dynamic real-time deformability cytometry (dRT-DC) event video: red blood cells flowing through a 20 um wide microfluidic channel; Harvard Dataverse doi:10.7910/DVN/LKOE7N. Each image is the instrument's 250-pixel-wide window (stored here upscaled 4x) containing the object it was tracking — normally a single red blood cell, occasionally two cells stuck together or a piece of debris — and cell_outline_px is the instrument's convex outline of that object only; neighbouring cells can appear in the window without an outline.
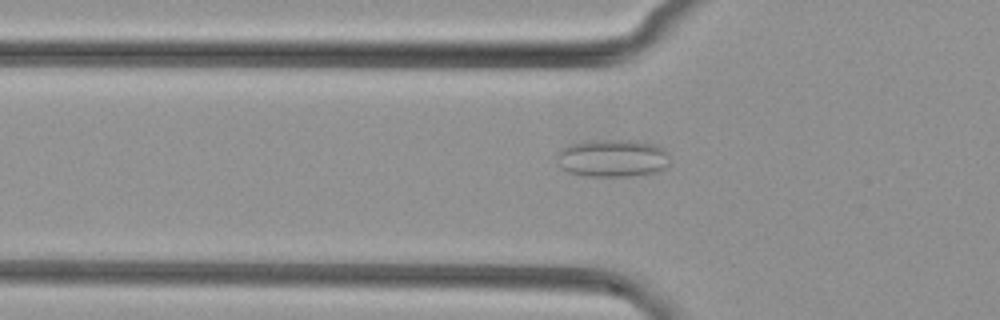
{"species": "common noctule bat (a hibernating species)", "species_latin": "Nyctalus noctula", "temperature_condition": "cold", "stored_images_in_passage": 41, "camera_frame_rate_fps": 3000, "um_per_image_px": 0.085, "animal": {"sex": "female", "body_mass_g": 29.2, "forearm_length_mm": 56.3}, "frame": {"image": 1, "passage_image": 11, "time_ms": 3.333, "image_size_px": [1000, 320], "cell_outline_px": [[668, 164], [664, 168], [656, 172], [632, 176], [588, 176], [568, 172], [560, 168], [556, 164], [556, 152], [560, 148], [568, 144], [584, 140], [628, 140], [656, 144], [664, 148], [668, 156]], "centroid_in_image_um": [51.99, 13.43], "position_along_channel_um": 73.8, "area_um2": 25.26}}
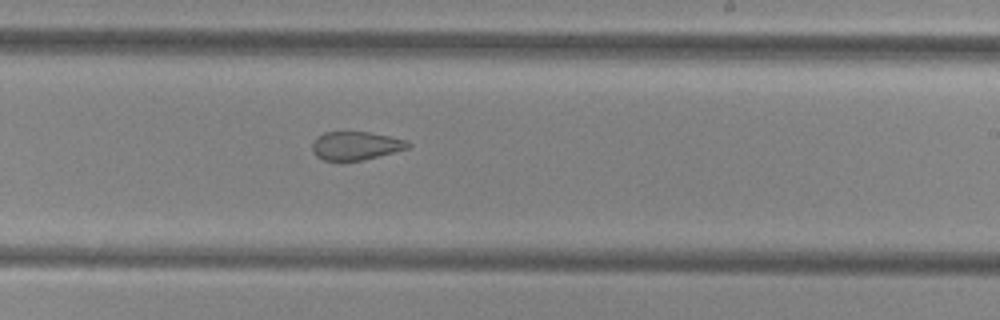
{"frame": {"image": 2, "passage_image": 25, "time_ms": 8.0, "image_size_px": [1000, 320], "cell_outline_px": [[412, 144], [408, 148], [360, 160], [340, 164], [324, 160], [316, 156], [312, 152], [312, 140], [316, 136], [324, 132], [368, 132], [408, 140]], "centroid_in_image_um": [30.15, 12.41], "position_along_channel_um": 258.8, "area_um2": 16.24}}
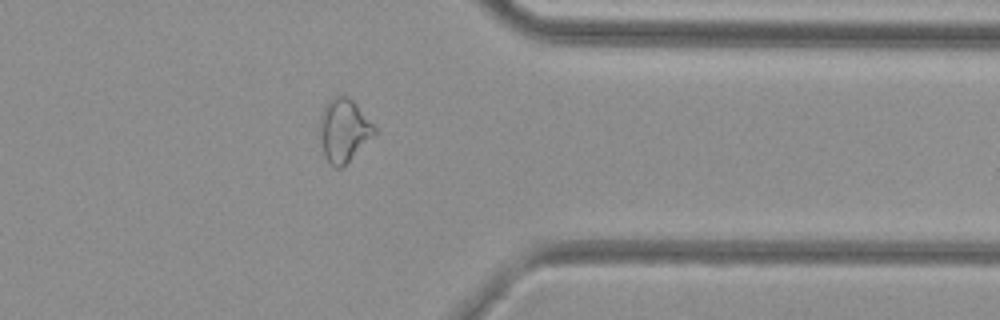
{"frame": {"image": 3, "passage_image": 35, "time_ms": 11.333, "image_size_px": [1000, 320], "cell_outline_px": [[376, 132], [344, 168], [336, 168], [328, 164], [324, 156], [320, 140], [320, 116], [328, 100], [332, 96], [348, 96], [356, 104], [376, 128]], "centroid_in_image_um": [29.2, 11.12], "position_along_channel_um": 382.2, "area_um2": 20.17}}